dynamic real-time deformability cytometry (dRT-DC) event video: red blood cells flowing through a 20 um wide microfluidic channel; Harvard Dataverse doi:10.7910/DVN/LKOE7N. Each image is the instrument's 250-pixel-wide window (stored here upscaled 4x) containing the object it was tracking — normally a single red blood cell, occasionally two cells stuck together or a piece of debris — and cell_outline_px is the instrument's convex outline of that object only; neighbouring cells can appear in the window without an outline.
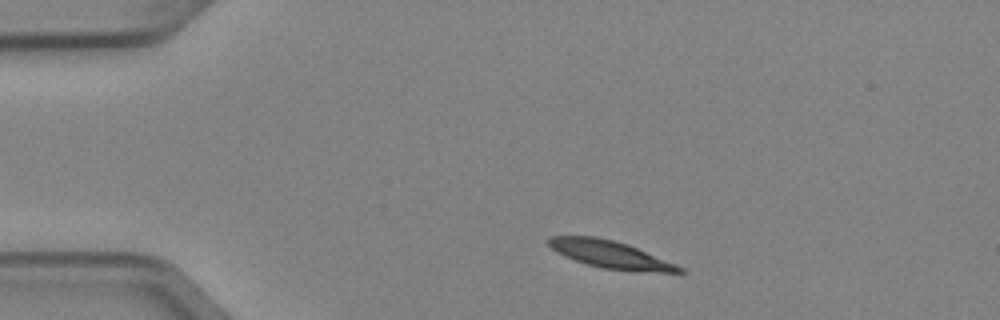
{"species": "Egyptian fruit bat (a non-hibernating species)", "species_latin": "Rousettus aegyptiacus", "temperature_condition": "cold", "stored_images_in_passage": 4, "camera_frame_rate_fps": 3000, "um_per_image_px": 0.085, "animal": {"sex": "female"}, "frame": {"image": 1, "passage_image": 1, "time_ms": 0.0, "image_size_px": [1000, 320], "cell_outline_px": [[684, 272], [660, 272], [604, 268], [588, 264], [576, 260], [556, 252], [544, 240], [548, 236], [596, 236], [628, 244], [676, 264], [684, 268]], "centroid_in_image_um": [51.83, 21.6], "position_along_channel_um": 33.2, "area_um2": 20.52}}
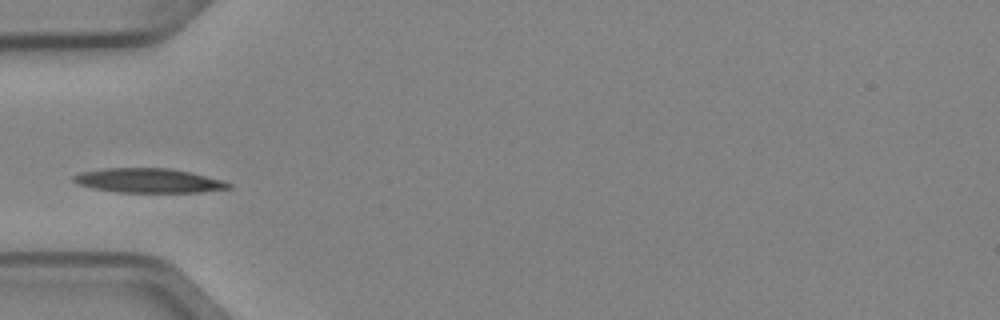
{"frame": {"image": 2, "passage_image": 3, "time_ms": 0.667, "image_size_px": [1000, 320], "cell_outline_px": [[232, 188], [200, 192], [116, 192], [92, 188], [76, 184], [72, 180], [72, 176], [80, 172], [104, 168], [168, 168], [192, 172], [224, 180], [232, 184]], "centroid_in_image_um": [12.63, 15.35], "position_along_channel_um": 72.4, "area_um2": 22.25}}
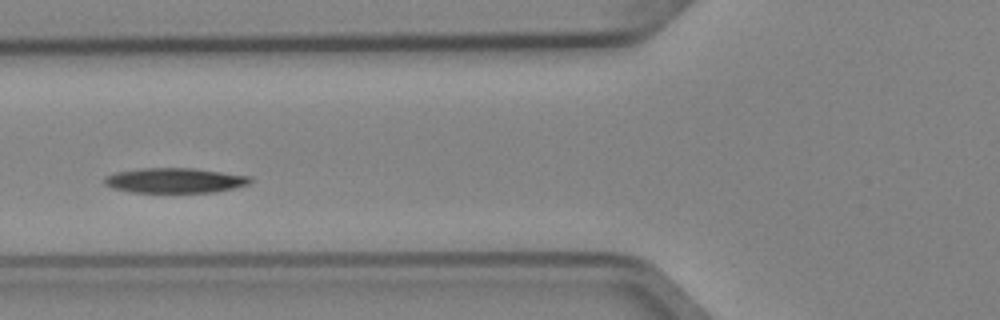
{"frame": {"image": 3, "passage_image": 4, "time_ms": 1.0, "image_size_px": [1000, 320], "cell_outline_px": [[252, 180], [248, 184], [232, 188], [212, 192], [128, 192], [112, 188], [104, 184], [104, 176], [116, 172], [140, 168], [192, 168], [252, 176]], "centroid_in_image_um": [14.81, 15.33], "position_along_channel_um": 111.0, "area_um2": 21.21}}